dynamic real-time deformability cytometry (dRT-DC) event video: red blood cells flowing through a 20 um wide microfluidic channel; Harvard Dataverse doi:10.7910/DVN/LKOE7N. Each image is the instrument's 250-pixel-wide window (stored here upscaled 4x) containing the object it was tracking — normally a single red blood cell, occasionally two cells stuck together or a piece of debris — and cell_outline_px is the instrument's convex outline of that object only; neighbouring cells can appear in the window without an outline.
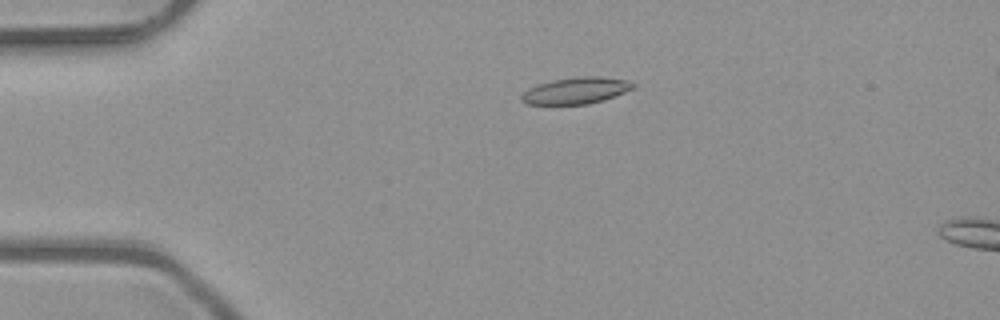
{"species": "common noctule bat (a hibernating species)", "species_latin": "Nyctalus noctula", "temperature_condition": "room temperature", "stored_images_in_passage": 6, "camera_frame_rate_fps": 3000, "um_per_image_px": 0.085, "animal": {"sex": "male", "body_mass_g": 23.1, "forearm_length_mm": 52.7}, "frame": {"image": 1, "passage_image": 4, "time_ms": 1.0, "image_size_px": [1000, 320], "cell_outline_px": [[636, 88], [604, 100], [588, 104], [524, 104], [520, 100], [520, 96], [528, 88], [536, 84], [552, 80], [584, 76], [600, 76], [624, 80], [636, 84]], "centroid_in_image_um": [48.94, 7.7], "position_along_channel_um": 36.1, "area_um2": 17.34}}